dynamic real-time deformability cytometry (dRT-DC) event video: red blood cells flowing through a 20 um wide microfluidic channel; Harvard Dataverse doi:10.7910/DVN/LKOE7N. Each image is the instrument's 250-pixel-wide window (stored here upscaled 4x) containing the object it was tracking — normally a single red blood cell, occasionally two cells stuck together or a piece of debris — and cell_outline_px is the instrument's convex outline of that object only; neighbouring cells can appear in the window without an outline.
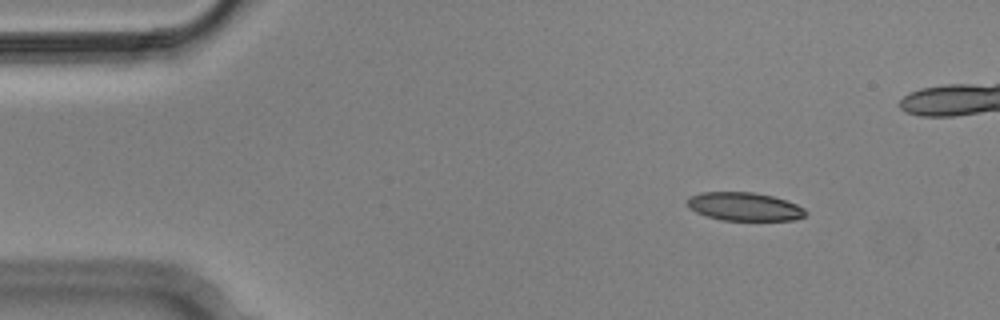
{"species": "Egyptian fruit bat (a non-hibernating species)", "species_latin": "Rousettus aegyptiacus", "temperature_condition": "cold", "stored_images_in_passage": 14, "camera_frame_rate_fps": 3000, "um_per_image_px": 0.085, "animal": {"sex": "male"}, "frame": {"image": 1, "passage_image": 1, "time_ms": 0.0, "image_size_px": [1000, 320], "cell_outline_px": [[808, 212], [804, 216], [796, 220], [720, 220], [704, 216], [688, 208], [688, 196], [700, 192], [752, 192], [772, 196], [796, 204], [804, 208]], "centroid_in_image_um": [63.24, 17.56], "position_along_channel_um": 21.8, "area_um2": 19.65}}
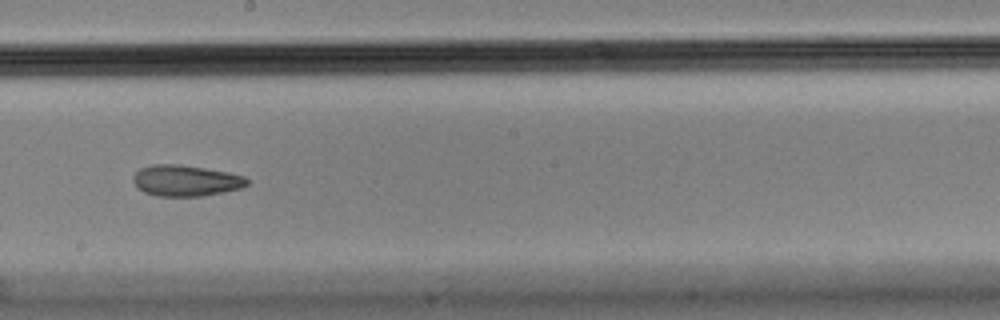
{"frame": {"image": 2, "passage_image": 7, "time_ms": 2.0, "image_size_px": [1000, 320], "cell_outline_px": [[248, 184], [240, 188], [224, 192], [200, 196], [156, 196], [144, 192], [136, 188], [132, 180], [132, 176], [140, 168], [152, 164], [180, 164], [228, 172], [244, 176], [248, 180]], "centroid_in_image_um": [15.74, 15.35], "position_along_channel_um": 232.5, "area_um2": 20.75}}
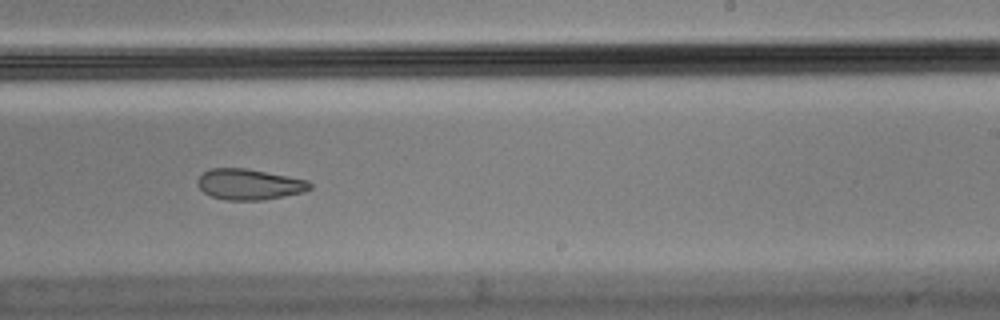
{"frame": {"image": 3, "passage_image": 8, "time_ms": 2.333, "image_size_px": [1000, 320], "cell_outline_px": [[312, 188], [304, 192], [264, 200], [224, 200], [212, 196], [204, 192], [196, 184], [196, 180], [204, 172], [212, 168], [244, 168], [288, 176], [308, 180], [312, 184]], "centroid_in_image_um": [21.19, 15.67], "position_along_channel_um": 267.8, "area_um2": 20.17}}